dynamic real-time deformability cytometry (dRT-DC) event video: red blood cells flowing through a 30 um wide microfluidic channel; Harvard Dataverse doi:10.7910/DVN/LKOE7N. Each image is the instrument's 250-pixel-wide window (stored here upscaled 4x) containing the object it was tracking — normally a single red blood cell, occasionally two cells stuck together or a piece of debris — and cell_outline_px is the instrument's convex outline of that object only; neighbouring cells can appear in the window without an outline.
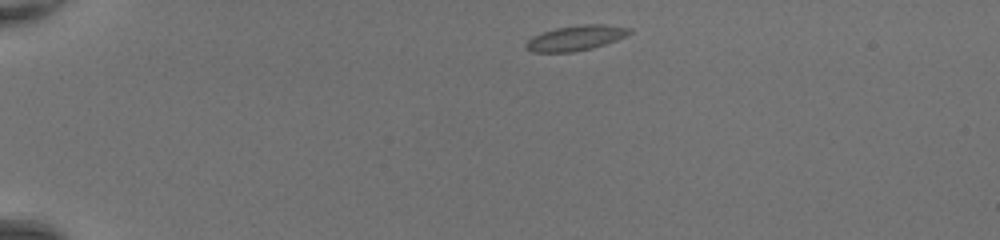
{"species": "common noctule bat (a hibernating species)", "species_latin": "Nyctalus noctula", "temperature_condition": "room temperature", "stored_images_in_passage": 39, "camera_frame_rate_fps": 3000, "um_per_image_px": 0.085, "animal": {"sex": "female", "body_mass_g": 20.0, "forearm_length_mm": 54.0}, "frame": {"image": 1, "passage_image": 1, "time_ms": 0.0, "image_size_px": [1000, 240], "cell_outline_px": [[632, 32], [628, 36], [592, 48], [572, 52], [532, 52], [524, 48], [524, 44], [532, 36], [556, 28], [580, 24], [604, 24], [632, 28]], "centroid_in_image_um": [48.95, 3.22], "position_along_channel_um": 36.1, "area_um2": 15.26}}
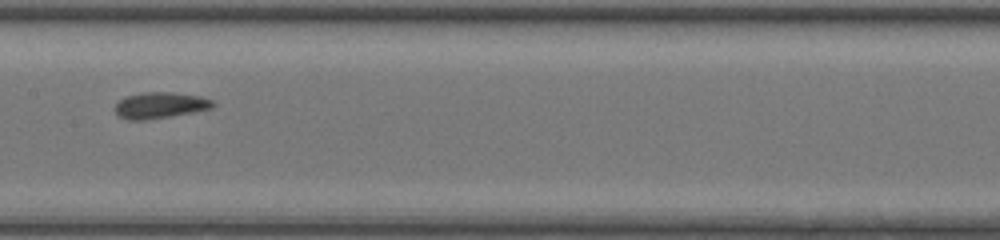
{"frame": {"image": 2, "passage_image": 17, "time_ms": 5.333, "image_size_px": [1000, 240], "cell_outline_px": [[216, 104], [212, 108], [172, 116], [144, 120], [128, 120], [120, 116], [116, 112], [116, 104], [124, 96], [144, 92], [172, 92], [200, 96], [212, 100]], "centroid_in_image_um": [13.62, 8.94], "position_along_channel_um": 193.8, "area_um2": 14.85}}
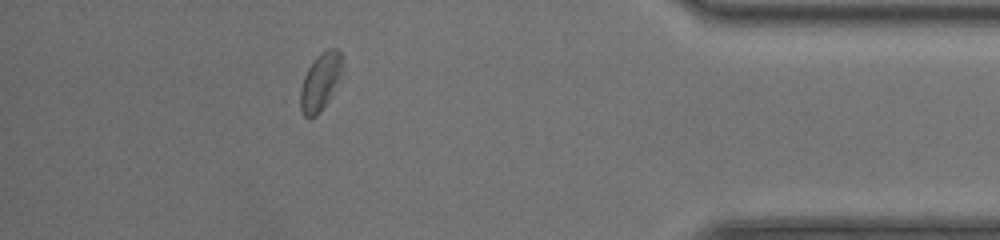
{"frame": {"image": 3, "passage_image": 34, "time_ms": 11.0, "image_size_px": [1000, 240], "cell_outline_px": [[344, 60], [340, 76], [328, 100], [320, 112], [316, 116], [308, 120], [304, 116], [292, 100], [308, 68], [316, 56], [320, 52], [328, 48], [336, 48], [340, 52]], "centroid_in_image_um": [27.1, 7.02], "position_along_channel_um": 408.1, "area_um2": 15.03}, "authors_computed_cell_mechanics": {"area_um2": 14.6234, "velocity_mm_per_s": 4.3687, "shape_relaxation_time_tau1_ms": 1.9406, "shape_relaxation_time_tau2_ms": 1.2376, "deformation_change_tau1": 0.076, "deformation_change_tau2": 0.0596}}